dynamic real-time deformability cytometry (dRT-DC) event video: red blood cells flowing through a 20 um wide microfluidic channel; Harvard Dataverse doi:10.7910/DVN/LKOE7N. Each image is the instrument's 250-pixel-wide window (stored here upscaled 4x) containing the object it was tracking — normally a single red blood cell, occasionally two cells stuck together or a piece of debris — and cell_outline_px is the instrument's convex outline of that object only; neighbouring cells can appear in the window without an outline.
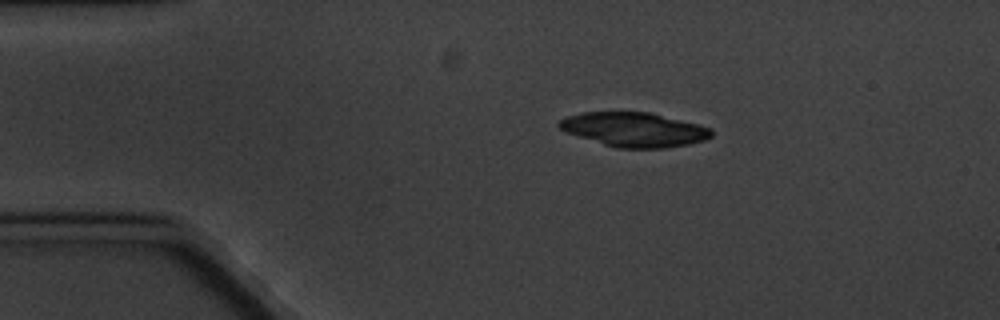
{"species": "common noctule bat (a hibernating species)", "species_latin": "Nyctalus noctula", "temperature_condition": "cold", "stored_images_in_passage": 4, "camera_frame_rate_fps": 3000, "um_per_image_px": 0.085, "animal": {"sex": "male", "body_mass_g": 20.1, "forearm_length_mm": 53.5}, "frame": {"image": 1, "passage_image": 3, "time_ms": 2.333, "image_size_px": [1000, 320], "cell_outline_px": [[712, 136], [704, 140], [688, 144], [664, 148], [616, 148], [564, 132], [556, 124], [564, 116], [584, 112], [648, 112], [712, 128]], "centroid_in_image_um": [53.85, 11.01], "position_along_channel_um": 31.2, "area_um2": 30.35}}